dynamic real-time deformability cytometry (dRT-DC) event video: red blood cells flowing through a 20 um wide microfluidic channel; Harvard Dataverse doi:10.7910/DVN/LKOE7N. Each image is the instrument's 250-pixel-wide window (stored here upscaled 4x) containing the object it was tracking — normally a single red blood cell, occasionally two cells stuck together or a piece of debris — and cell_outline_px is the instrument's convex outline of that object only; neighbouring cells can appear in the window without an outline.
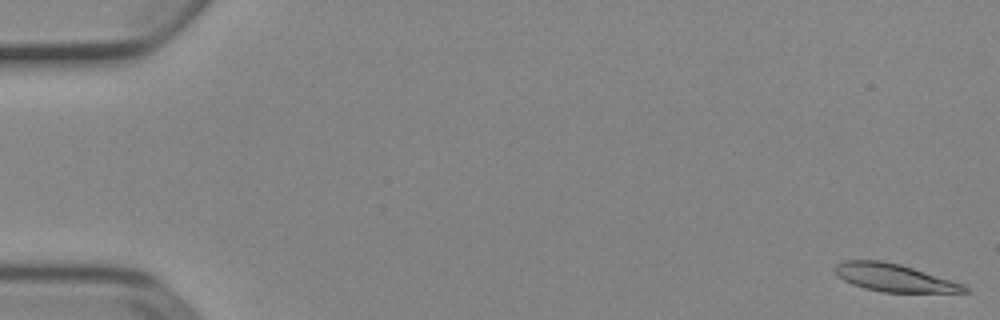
{"species": "Egyptian fruit bat (a non-hibernating species)", "species_latin": "Rousettus aegyptiacus", "temperature_condition": "cold", "stored_images_in_passage": 52, "camera_frame_rate_fps": 3000, "um_per_image_px": 0.085, "animal": {"sex": "female"}, "frame": {"image": 1, "passage_image": 1, "time_ms": 0.0, "image_size_px": [1000, 320], "cell_outline_px": [[968, 292], [880, 292], [864, 288], [852, 284], [836, 276], [836, 264], [844, 260], [880, 260], [900, 264], [964, 284], [968, 288]], "centroid_in_image_um": [75.98, 23.6], "position_along_channel_um": 9.0, "area_um2": 20.75}}
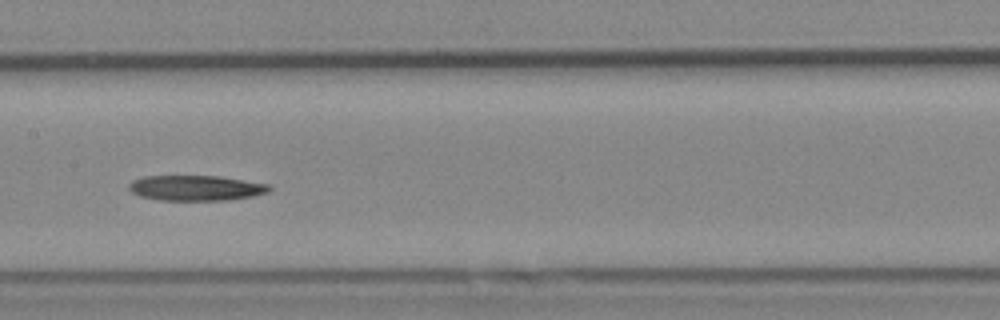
{"frame": {"image": 2, "passage_image": 27, "time_ms": 8.667, "image_size_px": [1000, 320], "cell_outline_px": [[272, 188], [268, 192], [252, 196], [228, 200], [160, 200], [140, 196], [132, 192], [128, 188], [128, 184], [132, 180], [144, 176], [220, 176], [268, 184]], "centroid_in_image_um": [16.63, 15.97], "position_along_channel_um": 190.8, "area_um2": 20.69}}
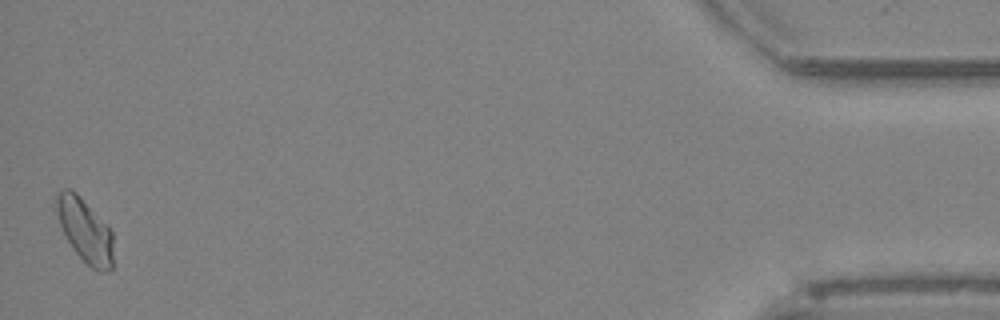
{"frame": {"image": 3, "passage_image": 52, "time_ms": 17.0, "image_size_px": [1000, 320], "cell_outline_px": [[112, 268], [104, 272], [96, 272], [72, 248], [52, 208], [56, 196], [64, 188], [68, 188], [76, 192], [112, 228]], "centroid_in_image_um": [7.2, 19.54], "position_along_channel_um": 428.0, "area_um2": 21.39}}